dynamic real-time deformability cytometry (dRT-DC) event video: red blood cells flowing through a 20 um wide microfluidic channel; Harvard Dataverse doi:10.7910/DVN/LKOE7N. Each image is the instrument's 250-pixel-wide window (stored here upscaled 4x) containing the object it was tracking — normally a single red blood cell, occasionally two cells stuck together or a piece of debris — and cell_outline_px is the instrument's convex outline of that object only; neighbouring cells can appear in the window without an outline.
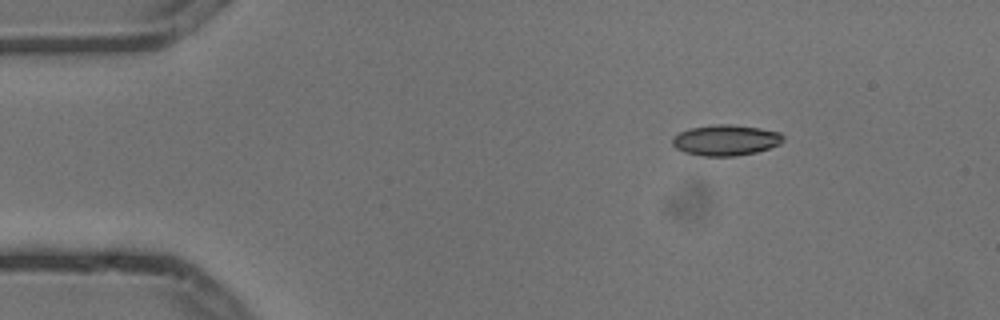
{"species": "common noctule bat (a hibernating species)", "species_latin": "Nyctalus noctula", "temperature_condition": "cold", "stored_images_in_passage": 3, "camera_frame_rate_fps": 3000, "um_per_image_px": 0.085, "animal": {"sex": "male", "body_mass_g": 13.3}, "frame": {"image": 1, "passage_image": 1, "time_ms": 0.0, "image_size_px": [1000, 320], "cell_outline_px": [[784, 140], [780, 144], [756, 152], [736, 156], [700, 156], [684, 152], [676, 148], [672, 144], [672, 140], [680, 132], [692, 128], [716, 124], [732, 124], [760, 128], [780, 132], [784, 136]], "centroid_in_image_um": [61.71, 11.92], "position_along_channel_um": 23.3, "area_um2": 19.83}}